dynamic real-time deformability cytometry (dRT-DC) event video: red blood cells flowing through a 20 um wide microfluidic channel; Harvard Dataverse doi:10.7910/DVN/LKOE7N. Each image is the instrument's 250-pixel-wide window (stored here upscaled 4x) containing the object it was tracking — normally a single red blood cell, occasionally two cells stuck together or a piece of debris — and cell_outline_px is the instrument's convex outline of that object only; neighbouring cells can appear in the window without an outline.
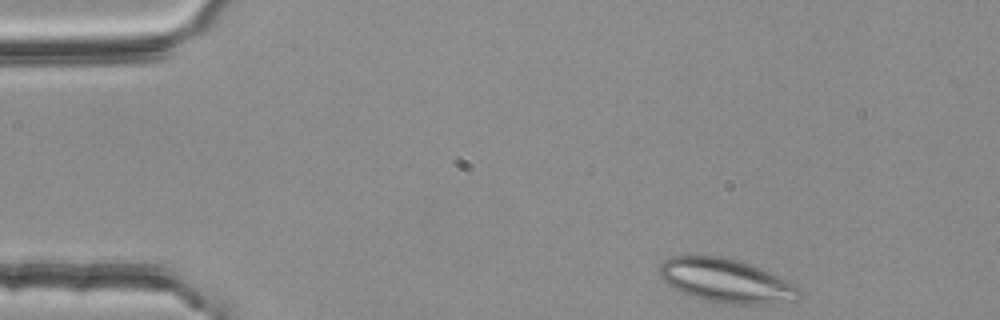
{"species": "common noctule bat (a hibernating species)", "species_latin": "Nyctalus noctula", "temperature_condition": "room temperature", "stored_images_in_passage": 44, "camera_frame_rate_fps": 3000, "um_per_image_px": 0.085, "animal": {"sex": "female", "body_mass_g": 25.1}, "frame": {"image": 1, "passage_image": 1, "time_ms": 0.0, "image_size_px": [1000, 320], "cell_outline_px": [[800, 296], [796, 300], [772, 304], [732, 304], [708, 300], [692, 296], [672, 288], [660, 276], [660, 264], [664, 260], [672, 256], [720, 256], [736, 260], [760, 268], [788, 280], [796, 284], [800, 288]], "centroid_in_image_um": [61.75, 23.87], "position_along_channel_um": 23.2, "area_um2": 35.43}}
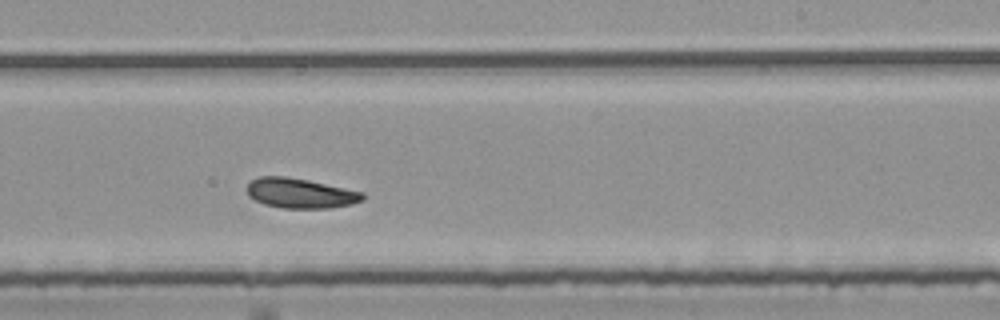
{"frame": {"image": 2, "passage_image": 27, "time_ms": 8.667, "image_size_px": [1000, 320], "cell_outline_px": [[364, 200], [352, 204], [328, 208], [284, 208], [264, 204], [248, 196], [248, 184], [252, 180], [260, 176], [284, 176], [308, 180], [364, 192]], "centroid_in_image_um": [25.55, 16.42], "position_along_channel_um": 263.5, "area_um2": 20.06}}
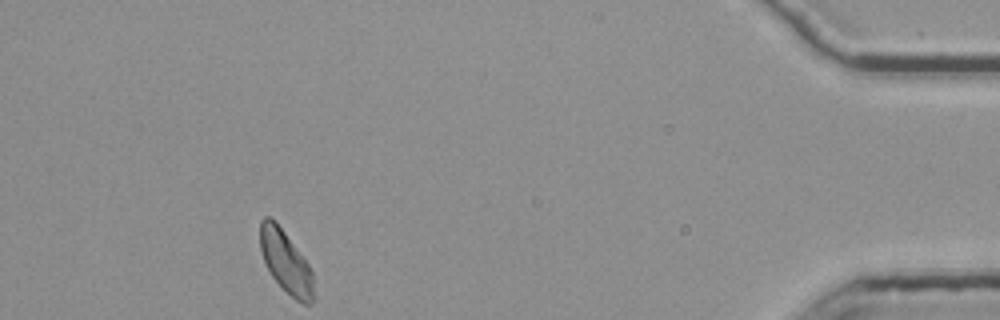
{"frame": {"image": 3, "passage_image": 44, "time_ms": 14.333, "image_size_px": [1000, 320], "cell_outline_px": [[316, 300], [312, 304], [304, 304], [296, 300], [272, 276], [264, 260], [260, 248], [260, 220], [264, 216], [268, 216], [276, 220], [308, 264], [312, 272], [316, 296]], "centroid_in_image_um": [24.32, 22.26], "position_along_channel_um": 410.9, "area_um2": 19.48}, "authors_computed_cell_mechanics": {"area_um2": 20.2878, "velocity_mm_per_s": 3.7182, "shape_relaxation_time_tau1_ms": 5.2779, "shape_relaxation_time_tau2_ms": 9.5861, "deformation_change_tau1": 0.0999, "deformation_change_tau2": 0.1815}}